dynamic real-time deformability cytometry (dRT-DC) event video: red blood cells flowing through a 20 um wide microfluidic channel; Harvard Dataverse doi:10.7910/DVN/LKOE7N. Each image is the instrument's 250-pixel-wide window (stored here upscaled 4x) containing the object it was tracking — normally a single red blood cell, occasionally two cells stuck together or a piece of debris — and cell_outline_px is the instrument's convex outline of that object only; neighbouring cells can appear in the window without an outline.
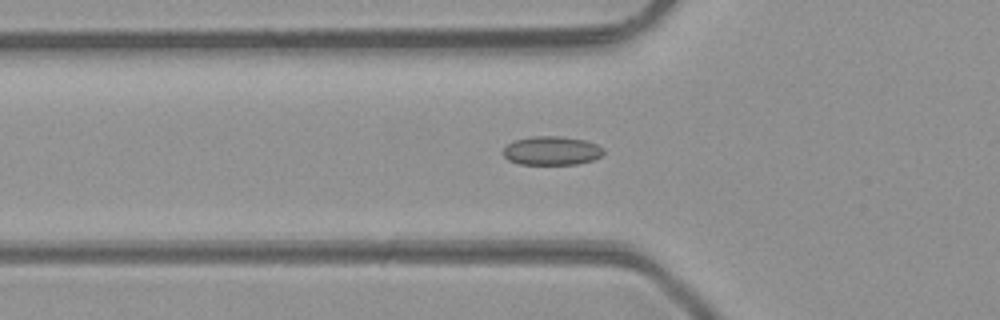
{"species": "common noctule bat (a hibernating species)", "species_latin": "Nyctalus noctula", "temperature_condition": "room temperature", "stored_images_in_passage": 48, "camera_frame_rate_fps": 3000, "um_per_image_px": 0.085, "animal": {"sex": "male", "body_mass_g": 23.1, "forearm_length_mm": 52.7}, "frame": {"image": 1, "passage_image": 16, "time_ms": 5.0, "image_size_px": [1000, 320], "cell_outline_px": [[604, 152], [600, 156], [592, 160], [576, 164], [520, 164], [508, 160], [504, 156], [504, 148], [508, 144], [516, 140], [532, 136], [560, 136], [584, 140], [596, 144], [604, 148]], "centroid_in_image_um": [46.9, 12.81], "position_along_channel_um": 78.9, "area_um2": 16.7}}
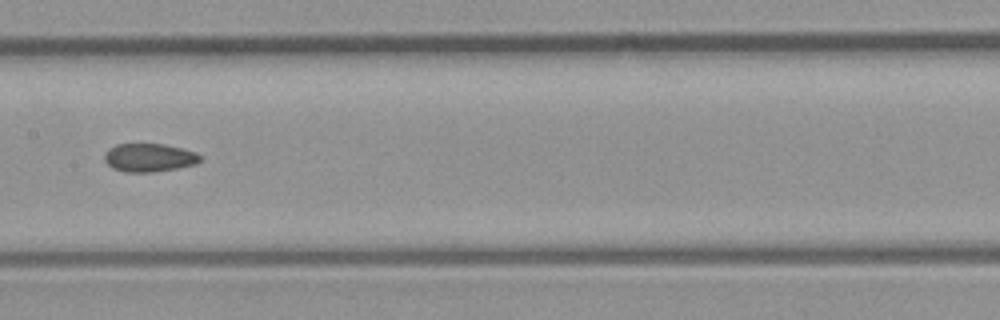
{"frame": {"image": 2, "passage_image": 24, "time_ms": 7.667, "image_size_px": [1000, 320], "cell_outline_px": [[200, 160], [196, 164], [176, 168], [152, 172], [124, 172], [112, 168], [104, 160], [104, 156], [108, 148], [116, 144], [164, 144], [196, 152], [200, 156]], "centroid_in_image_um": [12.64, 13.4], "position_along_channel_um": 194.8, "area_um2": 15.72}}
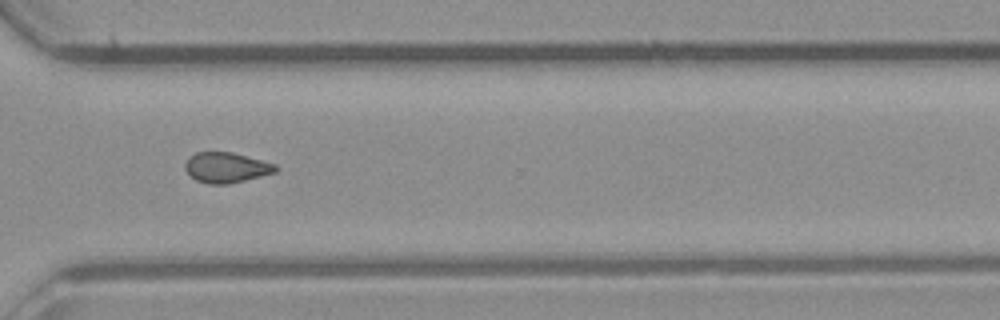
{"frame": {"image": 3, "passage_image": 35, "time_ms": 11.333, "image_size_px": [1000, 320], "cell_outline_px": [[280, 168], [276, 172], [228, 184], [208, 184], [196, 180], [184, 168], [184, 164], [196, 152], [232, 152], [276, 164]], "centroid_in_image_um": [19.26, 14.24], "position_along_channel_um": 351.3, "area_um2": 15.84}, "authors_computed_cell_mechanics": {"area_um2": 16.2996, "velocity_mm_per_s": 4.2789, "shape_relaxation_time_tau1_ms": null, "shape_relaxation_time_tau2_ms": 4.5705, "deformation_change_tau1": null, "deformation_change_tau2": 0.0928}}